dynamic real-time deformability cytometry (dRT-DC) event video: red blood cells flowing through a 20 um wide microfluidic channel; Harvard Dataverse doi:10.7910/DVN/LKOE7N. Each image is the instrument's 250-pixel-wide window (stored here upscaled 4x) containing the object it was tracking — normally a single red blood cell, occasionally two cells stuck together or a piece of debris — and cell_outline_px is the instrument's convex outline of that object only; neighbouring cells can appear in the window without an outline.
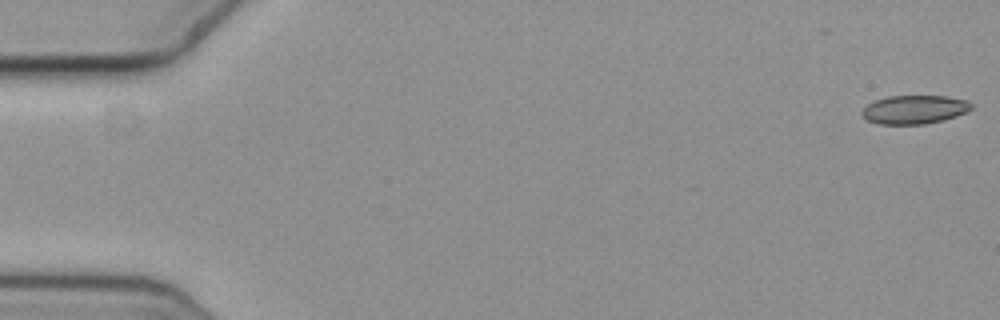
{"species": "common noctule bat (a hibernating species)", "species_latin": "Nyctalus noctula", "temperature_condition": "cold", "stored_images_in_passage": 57, "camera_frame_rate_fps": 3000, "um_per_image_px": 0.085, "animal": {"sex": "female", "body_mass_g": 19.3, "forearm_length_mm": 54.1}, "frame": {"image": 1, "passage_image": 1, "time_ms": 0.0, "image_size_px": [1000, 320], "cell_outline_px": [[972, 108], [968, 112], [944, 120], [924, 124], [880, 124], [868, 120], [860, 112], [868, 104], [876, 100], [888, 96], [948, 96], [968, 100], [972, 104]], "centroid_in_image_um": [77.77, 9.31], "position_along_channel_um": 7.2, "area_um2": 18.26}}
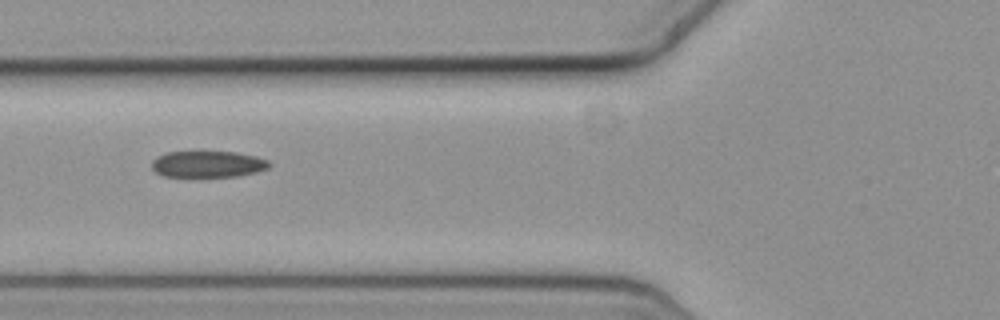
{"frame": {"image": 2, "passage_image": 22, "time_ms": 7.0, "image_size_px": [1000, 320], "cell_outline_px": [[272, 164], [268, 168], [256, 172], [240, 176], [164, 176], [156, 172], [152, 168], [152, 160], [156, 156], [168, 152], [236, 152], [256, 156], [268, 160]], "centroid_in_image_um": [17.69, 13.95], "position_along_channel_um": 108.1, "area_um2": 18.03}}
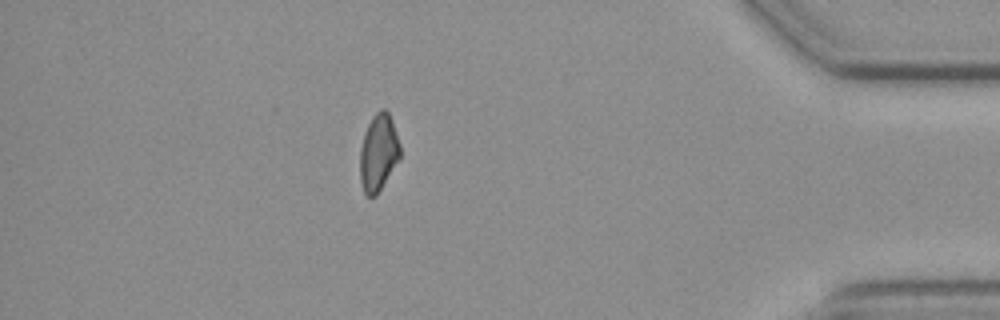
{"frame": {"image": 3, "passage_image": 50, "time_ms": 16.333, "image_size_px": [1000, 320], "cell_outline_px": [[400, 160], [376, 196], [368, 196], [364, 192], [360, 180], [360, 148], [364, 132], [372, 116], [380, 108], [384, 108], [388, 112], [392, 120], [400, 144]], "centroid_in_image_um": [32.17, 12.96], "position_along_channel_um": 403.0, "area_um2": 18.21}, "authors_computed_cell_mechanics": {"area_um2": 19.074, "velocity_mm_per_s": 3.6553, "shape_relaxation_time_tau1_ms": 9.1199, "shape_relaxation_time_tau2_ms": 8.0473, "deformation_change_tau1": 0.1549, "deformation_change_tau2": 0.1305}}